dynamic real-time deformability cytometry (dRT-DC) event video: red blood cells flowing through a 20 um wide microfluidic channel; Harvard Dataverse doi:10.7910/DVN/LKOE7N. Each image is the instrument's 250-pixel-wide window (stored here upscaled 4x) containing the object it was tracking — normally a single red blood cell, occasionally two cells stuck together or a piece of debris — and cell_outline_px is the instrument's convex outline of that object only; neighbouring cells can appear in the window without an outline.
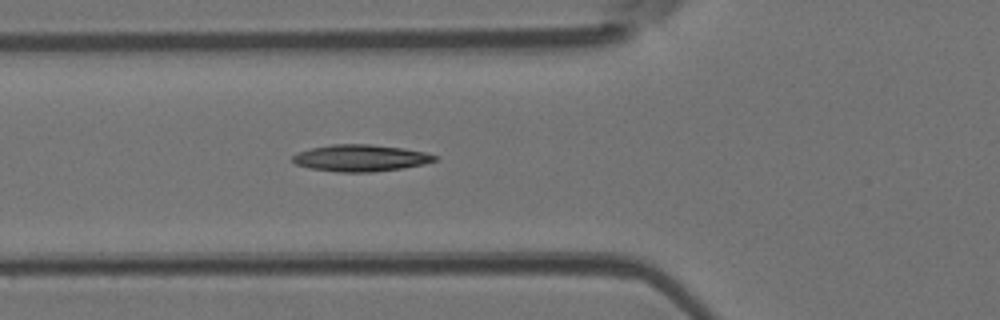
{"species": "Egyptian fruit bat (a non-hibernating species)", "species_latin": "Rousettus aegyptiacus", "temperature_condition": "room temperature", "stored_images_in_passage": 29, "camera_frame_rate_fps": 3000, "um_per_image_px": 0.085, "animal": {"sex": "female"}, "frame": {"image": 1, "passage_image": 8, "time_ms": 2.333, "image_size_px": [1000, 320], "cell_outline_px": [[440, 156], [436, 160], [424, 164], [400, 168], [372, 172], [340, 172], [308, 168], [296, 164], [292, 160], [292, 156], [300, 152], [312, 148], [332, 144], [368, 144], [404, 148], [424, 152]], "centroid_in_image_um": [30.67, 13.43], "position_along_channel_um": 95.1, "area_um2": 22.02}}
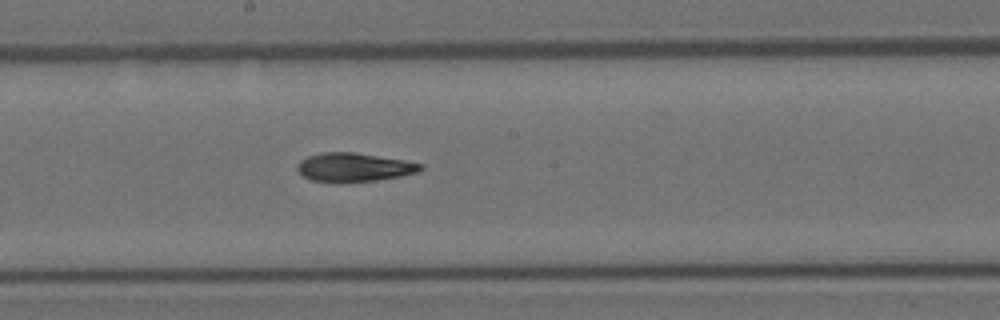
{"frame": {"image": 2, "passage_image": 17, "time_ms": 5.333, "image_size_px": [1000, 320], "cell_outline_px": [[424, 168], [416, 172], [400, 176], [376, 180], [312, 180], [304, 176], [296, 168], [296, 164], [300, 160], [308, 156], [320, 152], [356, 152], [404, 160], [424, 164]], "centroid_in_image_um": [30.1, 14.17], "position_along_channel_um": 218.1, "area_um2": 20.06}}
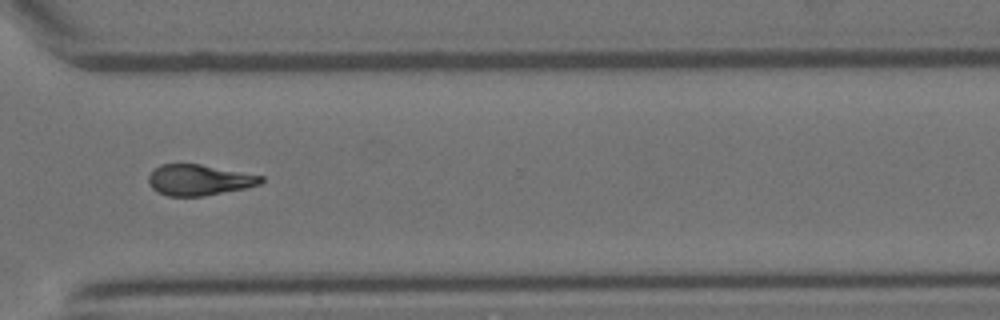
{"frame": {"image": 3, "passage_image": 27, "time_ms": 8.667, "image_size_px": [1000, 320], "cell_outline_px": [[264, 180], [260, 184], [248, 188], [204, 196], [168, 196], [152, 188], [148, 184], [148, 176], [160, 164], [200, 164], [264, 176]], "centroid_in_image_um": [16.95, 15.3], "position_along_channel_um": 353.7, "area_um2": 20.23}, "authors_computed_cell_mechanics": {"area_um2": 20.9814, "velocity_mm_per_s": 4.0846, "shape_relaxation_time_tau1_ms": 11.1418, "shape_relaxation_time_tau2_ms": 4.0267, "deformation_change_tau1": 0.3071, "deformation_change_tau2": 0.1257}}